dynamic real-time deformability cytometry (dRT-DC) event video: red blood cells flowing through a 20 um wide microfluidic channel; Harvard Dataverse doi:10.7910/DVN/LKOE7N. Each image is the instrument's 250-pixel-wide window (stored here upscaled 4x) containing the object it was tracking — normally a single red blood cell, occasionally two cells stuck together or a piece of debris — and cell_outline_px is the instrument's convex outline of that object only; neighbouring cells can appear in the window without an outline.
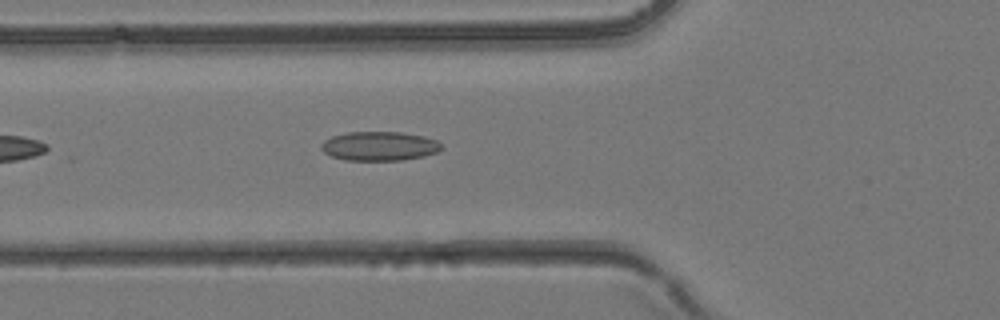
{"species": "common noctule bat (a hibernating species)", "species_latin": "Nyctalus noctula", "temperature_condition": "room temperature", "stored_images_in_passage": 10, "camera_frame_rate_fps": 3000, "um_per_image_px": 0.085, "animal": {"sex": "female", "body_mass_g": 24.6, "forearm_length_mm": 56.2}, "frame": {"image": 1, "passage_image": 5, "time_ms": 1.333, "image_size_px": [1000, 320], "cell_outline_px": [[440, 148], [436, 152], [424, 156], [400, 160], [344, 160], [332, 156], [324, 152], [320, 148], [320, 144], [324, 140], [332, 136], [348, 132], [400, 132], [424, 136], [436, 140], [440, 144]], "centroid_in_image_um": [32.2, 12.41], "position_along_channel_um": 93.6, "area_um2": 20.29}}